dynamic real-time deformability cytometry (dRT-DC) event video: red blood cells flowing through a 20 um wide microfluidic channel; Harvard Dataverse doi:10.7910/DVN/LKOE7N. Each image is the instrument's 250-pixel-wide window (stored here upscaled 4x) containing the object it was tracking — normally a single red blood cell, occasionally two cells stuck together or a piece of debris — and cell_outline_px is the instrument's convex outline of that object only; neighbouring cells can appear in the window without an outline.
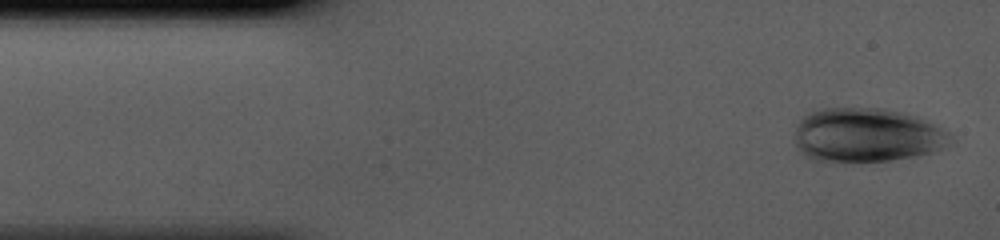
{"species": "human", "species_latin": "Homo sapiens", "temperature_condition": "cold", "stored_images_in_passage": 40, "camera_frame_rate_fps": 3000, "um_per_image_px": 0.085, "donor": {"sex": "male"}, "frame": {"image": 1, "passage_image": 1, "time_ms": 0.0, "image_size_px": [1000, 240], "cell_outline_px": [[952, 140], [948, 144], [940, 148], [916, 156], [892, 160], [812, 160], [804, 156], [796, 148], [796, 124], [804, 116], [812, 112], [824, 108], [880, 108], [916, 116], [948, 132], [952, 136]], "centroid_in_image_um": [73.64, 11.48], "position_along_channel_um": 11.4, "area_um2": 48.26}}
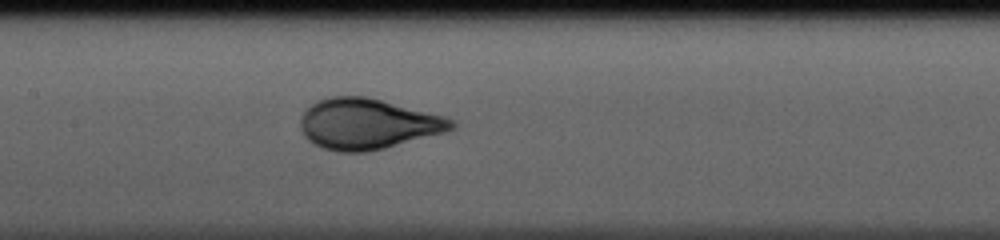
{"frame": {"image": 2, "passage_image": 18, "time_ms": 5.667, "image_size_px": [1000, 240], "cell_outline_px": [[456, 128], [448, 132], [384, 148], [364, 152], [336, 152], [312, 144], [304, 136], [300, 128], [300, 120], [304, 112], [312, 104], [320, 100], [332, 96], [364, 96], [444, 116], [456, 120]], "centroid_in_image_um": [31.27, 10.55], "position_along_channel_um": 176.1, "area_um2": 44.56}}
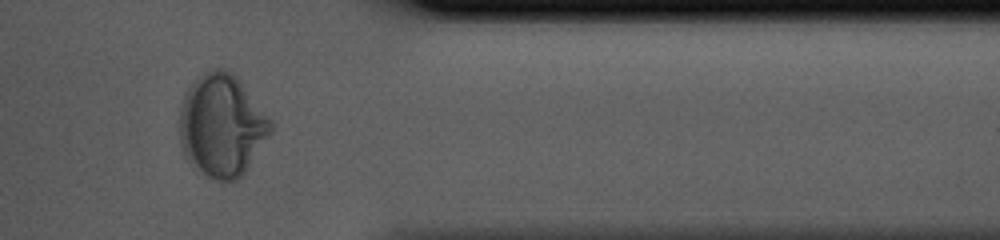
{"frame": {"image": 3, "passage_image": 34, "time_ms": 11.0, "image_size_px": [1000, 240], "cell_outline_px": [[272, 132], [244, 172], [236, 180], [216, 180], [208, 176], [188, 160], [184, 156], [180, 144], [180, 108], [184, 96], [192, 80], [204, 72], [212, 68], [228, 68], [236, 76], [272, 120]], "centroid_in_image_um": [18.85, 10.62], "position_along_channel_um": 392.6, "area_um2": 54.22}}